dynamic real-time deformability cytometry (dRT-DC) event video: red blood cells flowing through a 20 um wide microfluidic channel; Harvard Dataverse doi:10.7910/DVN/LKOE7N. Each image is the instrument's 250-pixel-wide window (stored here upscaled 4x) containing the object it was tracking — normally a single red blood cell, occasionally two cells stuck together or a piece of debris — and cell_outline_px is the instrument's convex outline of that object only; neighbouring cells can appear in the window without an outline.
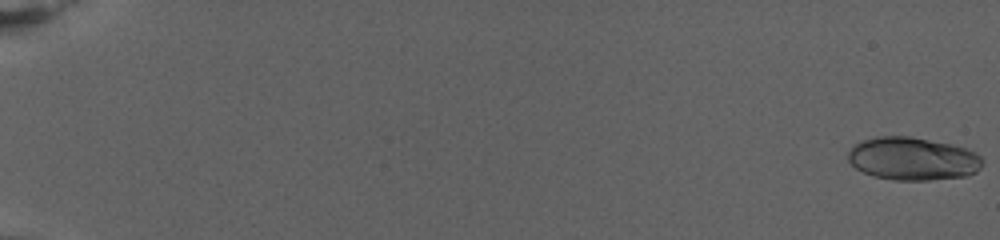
{"species": "human", "species_latin": "Homo sapiens", "temperature_condition": "warm", "stored_images_in_passage": 78, "camera_frame_rate_fps": 3000, "um_per_image_px": 0.085, "donor": {"sex": "female"}, "frame": {"image": 1, "passage_image": 1, "time_ms": 0.0, "image_size_px": [1000, 240], "cell_outline_px": [[984, 164], [976, 172], [968, 176], [928, 180], [892, 180], [876, 176], [864, 172], [856, 168], [848, 160], [848, 152], [852, 144], [860, 140], [876, 136], [912, 136], [952, 144], [976, 152], [984, 160]], "centroid_in_image_um": [77.59, 13.48], "position_along_channel_um": 7.4, "area_um2": 34.04}}
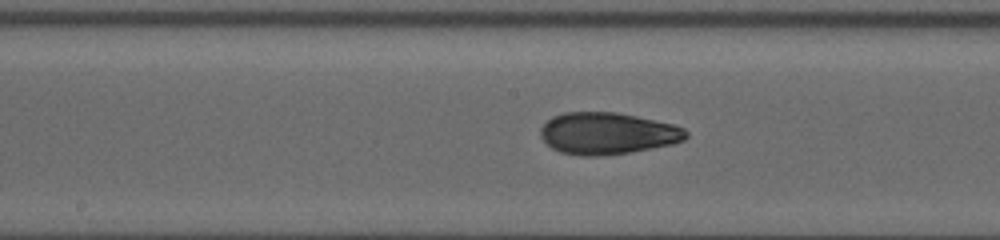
{"frame": {"image": 2, "passage_image": 44, "time_ms": 14.333, "image_size_px": [1000, 240], "cell_outline_px": [[688, 136], [684, 140], [672, 144], [628, 152], [600, 156], [580, 156], [560, 152], [552, 148], [540, 136], [540, 128], [552, 116], [564, 112], [616, 112], [636, 116], [672, 124], [684, 128], [688, 132]], "centroid_in_image_um": [51.61, 11.33], "position_along_channel_um": 196.6, "area_um2": 35.37}}
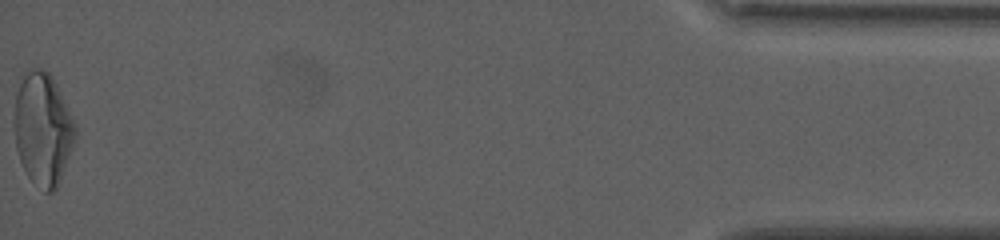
{"frame": {"image": 3, "passage_image": 78, "time_ms": 25.667, "image_size_px": [1000, 240], "cell_outline_px": [[76, 136], [60, 180], [56, 188], [52, 192], [44, 192], [28, 176], [20, 160], [16, 148], [16, 96], [20, 84], [24, 76], [32, 68], [44, 68], [52, 76], [76, 124]], "centroid_in_image_um": [3.67, 10.97], "position_along_channel_um": 431.5, "area_um2": 39.13}, "authors_computed_cell_mechanics": {"area_um2": 34.0731, "velocity_mm_per_s": 2.8104, "shape_relaxation_time_tau1_ms": 7.8598, "shape_relaxation_time_tau2_ms": 2.2463, "deformation_change_tau1": 0.2312, "deformation_change_tau2": 0.0701}}